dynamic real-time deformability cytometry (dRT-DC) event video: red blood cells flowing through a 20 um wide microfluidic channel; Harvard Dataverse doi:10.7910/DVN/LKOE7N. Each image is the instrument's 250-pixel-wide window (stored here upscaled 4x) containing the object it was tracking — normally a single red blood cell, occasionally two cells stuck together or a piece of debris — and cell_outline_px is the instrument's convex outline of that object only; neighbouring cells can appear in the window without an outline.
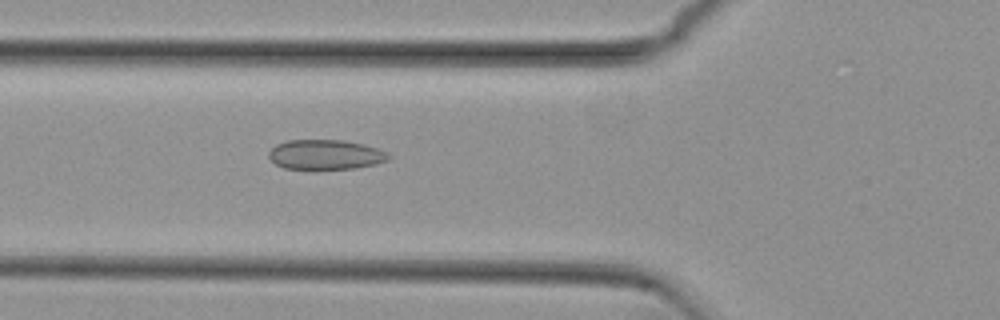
{"species": "common noctule bat (a hibernating species)", "species_latin": "Nyctalus noctula", "temperature_condition": "cold", "stored_images_in_passage": 32, "camera_frame_rate_fps": 3000, "um_per_image_px": 0.085, "animal": {"sex": "female", "body_mass_g": 29.2, "forearm_length_mm": 56.3}, "frame": {"image": 1, "passage_image": 9, "time_ms": 2.667, "image_size_px": [1000, 320], "cell_outline_px": [[392, 156], [388, 160], [376, 164], [356, 168], [284, 168], [276, 164], [268, 156], [268, 152], [276, 144], [288, 140], [344, 140], [364, 144], [380, 148], [388, 152]], "centroid_in_image_um": [27.72, 13.12], "position_along_channel_um": 98.1, "area_um2": 20.81}}
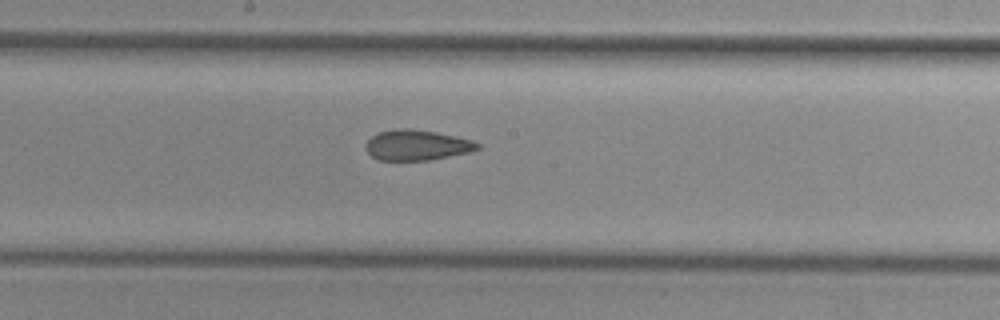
{"frame": {"image": 2, "passage_image": 18, "time_ms": 5.667, "image_size_px": [1000, 320], "cell_outline_px": [[480, 148], [468, 152], [428, 160], [380, 160], [372, 156], [364, 148], [364, 144], [372, 136], [380, 132], [396, 128], [408, 128], [436, 132], [456, 136], [472, 140], [480, 144]], "centroid_in_image_um": [35.41, 12.32], "position_along_channel_um": 212.8, "area_um2": 19.71}}
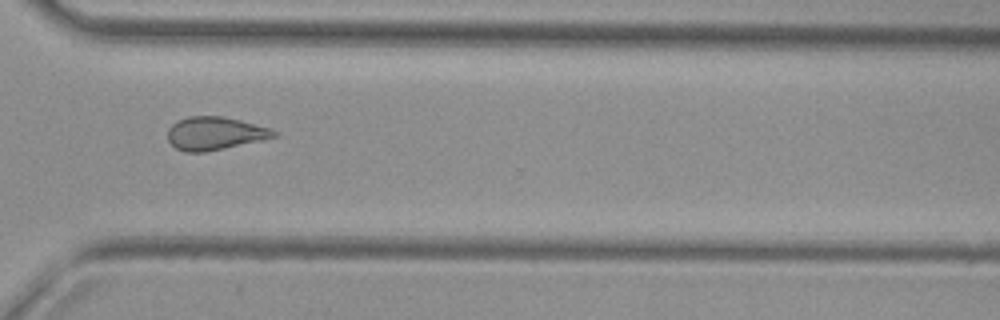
{"frame": {"image": 3, "passage_image": 29, "time_ms": 9.333, "image_size_px": [1000, 320], "cell_outline_px": [[280, 136], [264, 140], [204, 152], [184, 152], [176, 148], [168, 140], [168, 128], [176, 120], [188, 116], [224, 116], [240, 120], [268, 128], [280, 132]], "centroid_in_image_um": [18.28, 11.33], "position_along_channel_um": 352.3, "area_um2": 20.63}, "authors_computed_cell_mechanics": {"area_um2": 20.519, "velocity_mm_per_s": 3.7993, "shape_relaxation_time_tau1_ms": null, "shape_relaxation_time_tau2_ms": 2.6583, "deformation_change_tau1": null, "deformation_change_tau2": 0.1008}}